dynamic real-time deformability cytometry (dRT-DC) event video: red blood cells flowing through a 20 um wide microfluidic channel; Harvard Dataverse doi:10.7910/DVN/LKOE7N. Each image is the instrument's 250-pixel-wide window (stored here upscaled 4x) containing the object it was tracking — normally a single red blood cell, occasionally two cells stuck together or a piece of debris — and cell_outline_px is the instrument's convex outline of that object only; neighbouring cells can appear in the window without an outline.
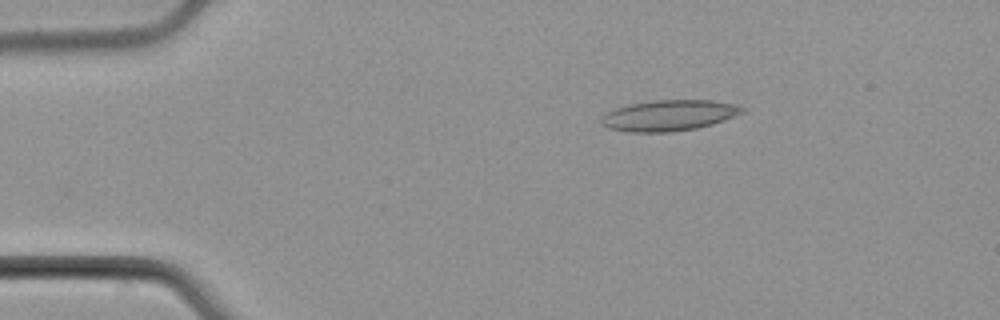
{"species": "common noctule bat (a hibernating species)", "species_latin": "Nyctalus noctula", "temperature_condition": "cold", "stored_images_in_passage": 6, "camera_frame_rate_fps": 3000, "um_per_image_px": 0.085, "animal": {"sex": "male", "body_mass_g": 21.5, "forearm_length_mm": 52.0}, "frame": {"image": 1, "passage_image": 1, "time_ms": 0.0, "image_size_px": [1000, 320], "cell_outline_px": [[748, 108], [744, 112], [724, 120], [712, 124], [696, 128], [668, 132], [628, 132], [608, 128], [600, 120], [608, 112], [616, 108], [628, 104], [656, 100], [712, 100], [740, 104]], "centroid_in_image_um": [56.94, 9.8], "position_along_channel_um": 28.1, "area_um2": 25.37}}
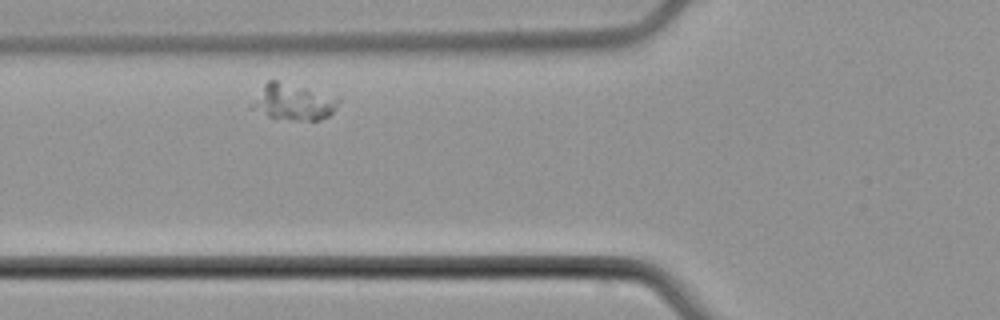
{"frame": {"image": 2, "passage_image": 4, "time_ms": 5.333, "image_size_px": [1000, 320], "cell_outline_px": [[340, 100], [332, 112], [328, 116], [320, 120], [292, 120], [268, 116], [248, 108], [264, 84], [268, 80], [276, 80], [340, 96]], "centroid_in_image_um": [24.94, 8.66], "position_along_channel_um": 100.9, "area_um2": 18.38}}
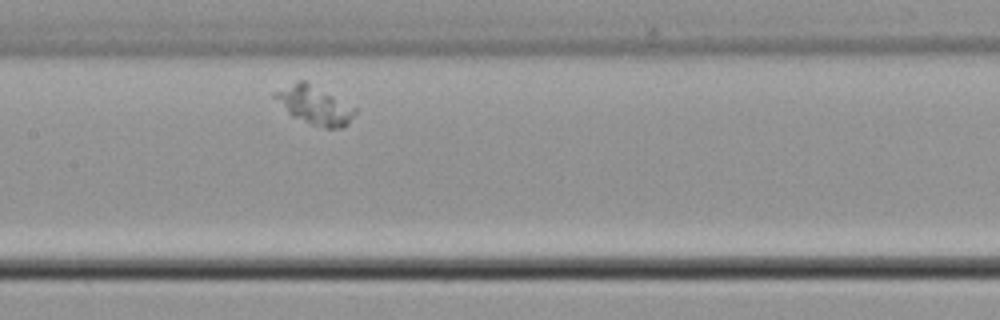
{"frame": {"image": 3, "passage_image": 6, "time_ms": 7.667, "image_size_px": [1000, 320], "cell_outline_px": [[356, 112], [348, 124], [344, 128], [324, 128], [312, 124], [292, 116], [272, 96], [272, 92], [300, 80], [304, 80], [356, 108]], "centroid_in_image_um": [26.73, 8.96], "position_along_channel_um": 180.7, "area_um2": 17.51}}